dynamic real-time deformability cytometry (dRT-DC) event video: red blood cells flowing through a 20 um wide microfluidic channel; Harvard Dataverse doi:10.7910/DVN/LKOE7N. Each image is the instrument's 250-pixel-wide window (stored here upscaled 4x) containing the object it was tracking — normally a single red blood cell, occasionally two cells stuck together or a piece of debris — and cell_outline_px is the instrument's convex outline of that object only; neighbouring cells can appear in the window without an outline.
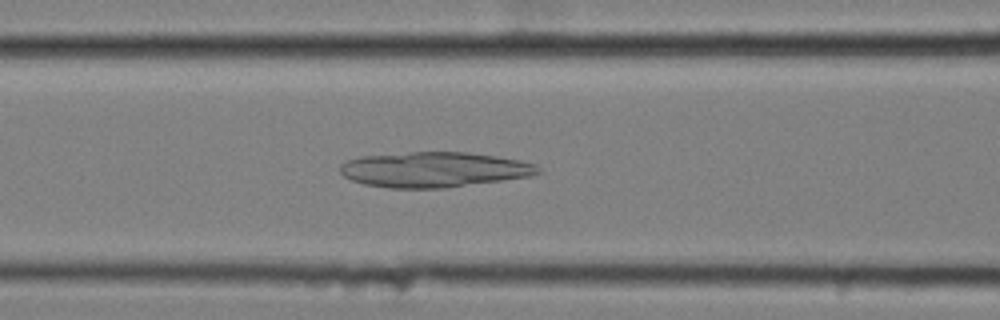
{"species": "common noctule bat (a hibernating species)", "species_latin": "Nyctalus noctula", "temperature_condition": "cold", "stored_images_in_passage": 55, "camera_frame_rate_fps": 3000, "um_per_image_px": 0.085, "animal": {"sex": "female", "body_mass_g": 25.1}, "frame": {"image": 1, "passage_image": 22, "time_ms": 7.0, "image_size_px": [1000, 320], "cell_outline_px": [[540, 172], [532, 176], [444, 188], [388, 188], [364, 184], [352, 180], [344, 176], [340, 172], [340, 164], [348, 160], [360, 156], [412, 152], [468, 152], [496, 156], [520, 160], [536, 164], [540, 168]], "centroid_in_image_um": [36.89, 14.41], "position_along_channel_um": 129.7, "area_um2": 40.69}}
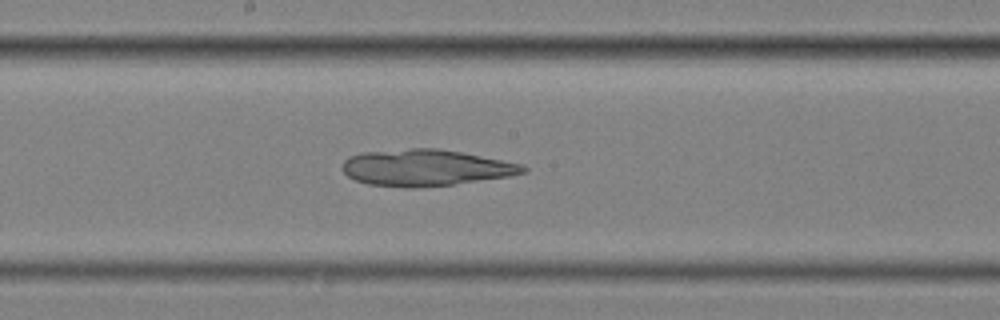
{"frame": {"image": 2, "passage_image": 29, "time_ms": 9.333, "image_size_px": [1000, 320], "cell_outline_px": [[528, 172], [508, 176], [452, 184], [412, 188], [404, 188], [368, 184], [356, 180], [348, 176], [344, 172], [344, 160], [348, 156], [360, 152], [408, 148], [440, 148], [524, 164], [528, 168]], "centroid_in_image_um": [36.17, 14.24], "position_along_channel_um": 212.0, "area_um2": 38.44}}
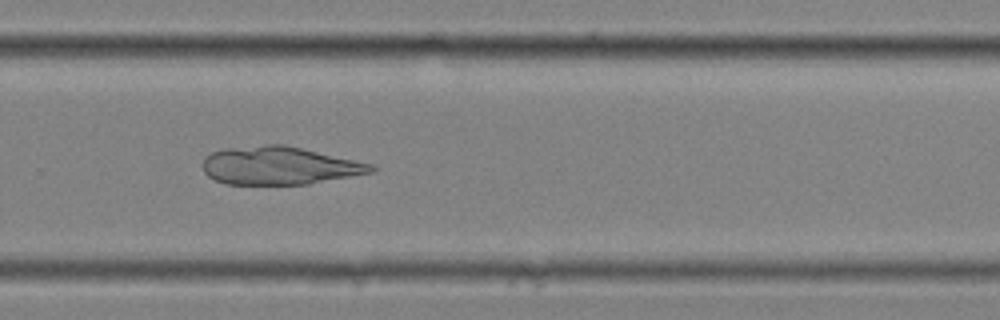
{"frame": {"image": 3, "passage_image": 37, "time_ms": 12.0, "image_size_px": [1000, 320], "cell_outline_px": [[376, 168], [372, 172], [308, 184], [224, 184], [208, 176], [204, 172], [204, 156], [212, 152], [224, 148], [264, 144], [284, 144], [372, 164]], "centroid_in_image_um": [23.7, 14.07], "position_along_channel_um": 306.1, "area_um2": 37.11}}